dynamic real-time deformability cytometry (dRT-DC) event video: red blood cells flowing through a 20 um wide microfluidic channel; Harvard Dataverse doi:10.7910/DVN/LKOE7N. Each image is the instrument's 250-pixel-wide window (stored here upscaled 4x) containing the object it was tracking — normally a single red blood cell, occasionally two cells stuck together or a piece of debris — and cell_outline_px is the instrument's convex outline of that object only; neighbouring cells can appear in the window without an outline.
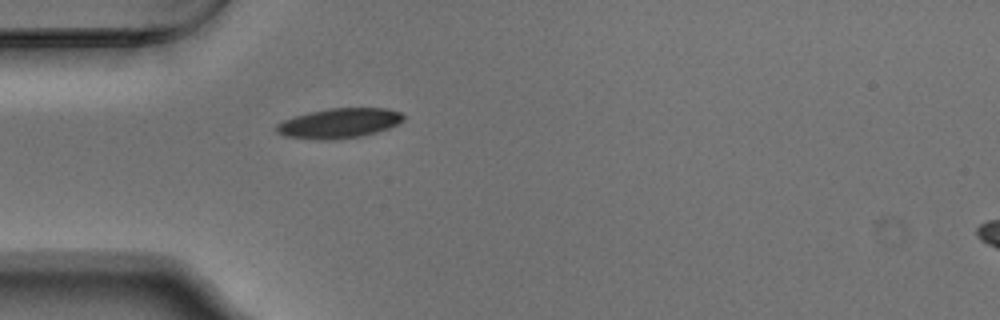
{"species": "Egyptian fruit bat (a non-hibernating species)", "species_latin": "Rousettus aegyptiacus", "temperature_condition": "warm", "stored_images_in_passage": 39, "camera_frame_rate_fps": 3000, "um_per_image_px": 0.085, "animal": {"sex": "male"}, "frame": {"image": 1, "passage_image": 1, "time_ms": 0.0, "image_size_px": [1000, 320], "cell_outline_px": [[404, 120], [388, 128], [376, 132], [360, 136], [332, 140], [316, 140], [284, 136], [276, 132], [276, 124], [284, 120], [308, 112], [328, 108], [388, 108], [400, 112], [404, 116]], "centroid_in_image_um": [28.81, 10.47], "position_along_channel_um": 56.2, "area_um2": 22.14}}
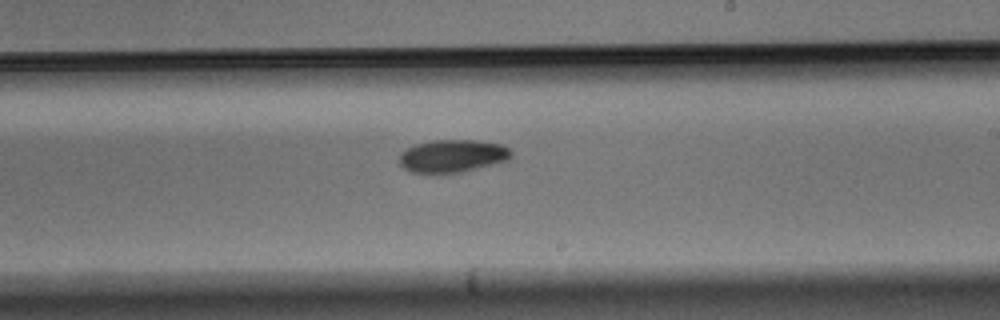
{"frame": {"image": 2, "passage_image": 17, "time_ms": 5.333, "image_size_px": [1000, 320], "cell_outline_px": [[512, 156], [508, 160], [460, 172], [412, 172], [404, 168], [400, 164], [400, 156], [408, 148], [416, 144], [432, 140], [472, 140], [500, 144], [508, 148], [512, 152]], "centroid_in_image_um": [38.48, 13.24], "position_along_channel_um": 250.5, "area_um2": 20.81}}
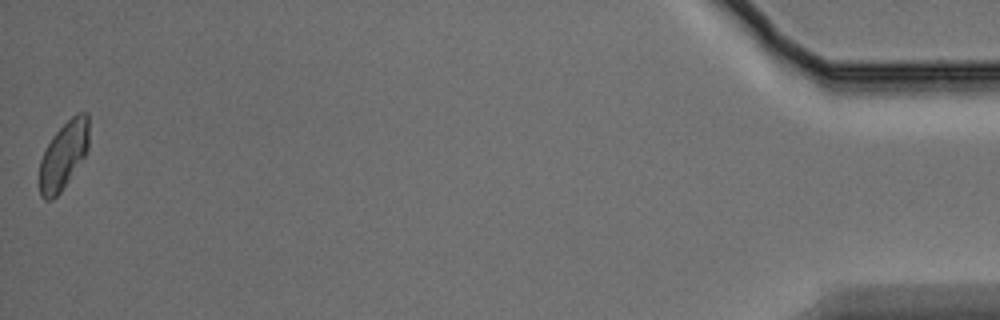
{"frame": {"image": 3, "passage_image": 39, "time_ms": 12.667, "image_size_px": [1000, 320], "cell_outline_px": [[88, 148], [84, 156], [60, 192], [52, 200], [44, 200], [40, 196], [40, 160], [52, 136], [76, 112], [88, 112]], "centroid_in_image_um": [5.4, 13.19], "position_along_channel_um": 429.8, "area_um2": 19.13}, "authors_computed_cell_mechanics": {"area_um2": 20.7502, "velocity_mm_per_s": 3.7309, "shape_relaxation_time_tau1_ms": 2.8122, "shape_relaxation_time_tau2_ms": null, "deformation_change_tau1": 0.0968, "deformation_change_tau2": null}}